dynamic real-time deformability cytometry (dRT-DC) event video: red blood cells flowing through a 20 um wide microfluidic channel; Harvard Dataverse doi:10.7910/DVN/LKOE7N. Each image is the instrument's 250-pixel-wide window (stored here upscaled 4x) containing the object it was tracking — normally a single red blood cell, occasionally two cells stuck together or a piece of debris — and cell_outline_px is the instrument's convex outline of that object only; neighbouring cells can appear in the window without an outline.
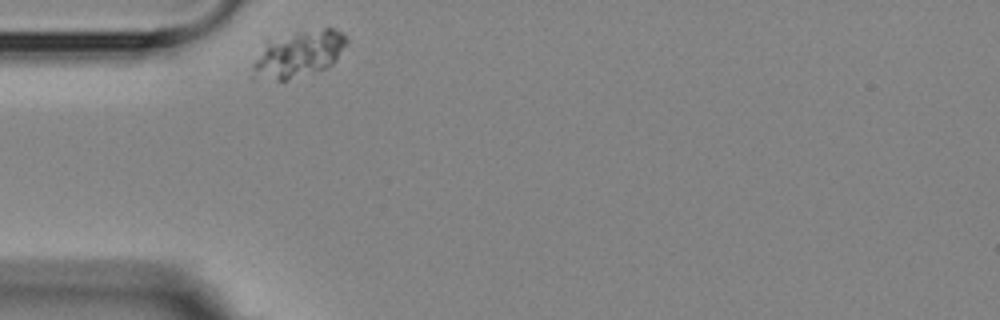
{"species": "Egyptian fruit bat (a non-hibernating species)", "species_latin": "Rousettus aegyptiacus", "temperature_condition": "room temperature", "stored_images_in_passage": 2, "camera_frame_rate_fps": 3000, "um_per_image_px": 0.085, "animal": {"sex": "female"}, "frame": {"image": 1, "passage_image": 1, "time_ms": 0.0, "image_size_px": [1000, 320], "cell_outline_px": [[348, 44], [336, 60], [332, 64], [324, 68], [284, 80], [276, 80], [248, 76], [252, 64], [268, 40], [296, 32], [324, 28], [336, 28], [348, 40]], "centroid_in_image_um": [25.38, 4.58], "position_along_channel_um": 59.6, "area_um2": 25.14}}
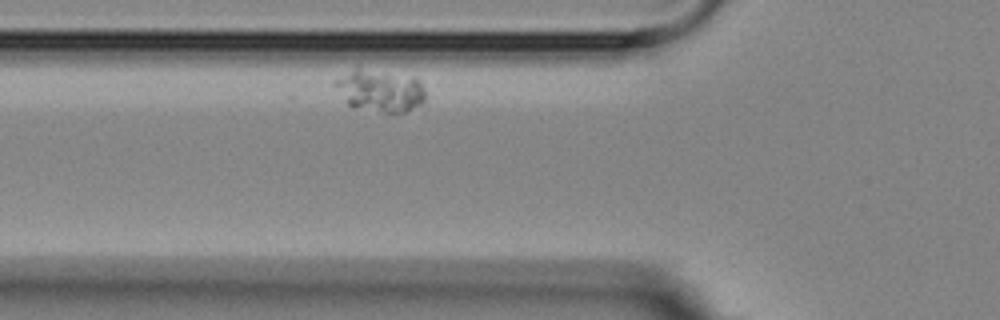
{"frame": {"image": 2, "passage_image": 2, "time_ms": 1.333, "image_size_px": [1000, 320], "cell_outline_px": [[424, 100], [420, 104], [404, 112], [380, 112], [352, 108], [348, 104], [332, 80], [356, 68], [412, 76], [420, 80], [424, 88]], "centroid_in_image_um": [32.31, 7.71], "position_along_channel_um": 93.5, "area_um2": 21.91}}